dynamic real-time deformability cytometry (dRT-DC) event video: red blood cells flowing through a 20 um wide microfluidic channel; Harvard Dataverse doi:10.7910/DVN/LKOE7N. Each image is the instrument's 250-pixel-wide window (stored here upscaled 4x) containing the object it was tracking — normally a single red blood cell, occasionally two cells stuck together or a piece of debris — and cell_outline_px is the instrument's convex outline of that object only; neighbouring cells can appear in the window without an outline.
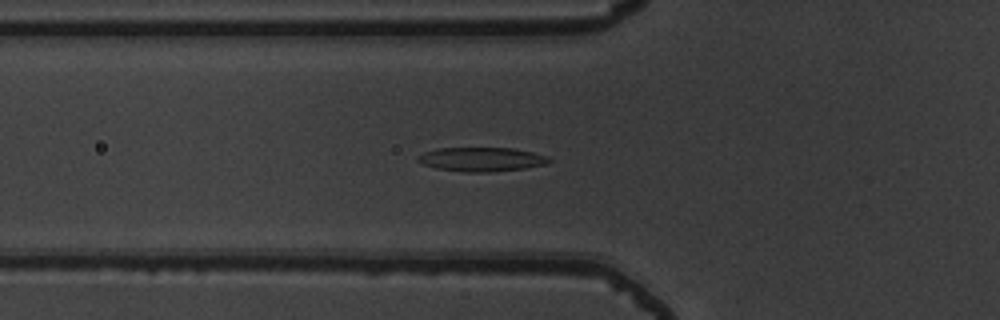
{"species": "common noctule bat (a hibernating species)", "species_latin": "Nyctalus noctula", "temperature_condition": "warm", "stored_images_in_passage": 46, "camera_frame_rate_fps": 3000, "um_per_image_px": 0.085, "animal": {"sex": "male", "body_mass_g": 19.5, "forearm_length_mm": 54.6}, "frame": {"image": 1, "passage_image": 12, "time_ms": 3.667, "image_size_px": [1000, 320], "cell_outline_px": [[552, 160], [548, 164], [524, 168], [492, 172], [464, 172], [436, 168], [424, 164], [416, 160], [416, 156], [424, 152], [436, 148], [516, 148], [532, 152], [544, 156]], "centroid_in_image_um": [40.91, 13.54], "position_along_channel_um": 84.9, "area_um2": 18.44}}
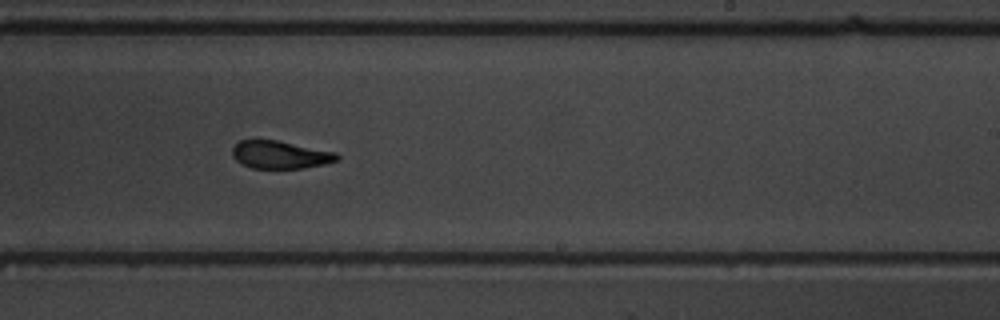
{"frame": {"image": 2, "passage_image": 26, "time_ms": 8.333, "image_size_px": [1000, 320], "cell_outline_px": [[340, 160], [324, 164], [304, 168], [252, 168], [236, 160], [232, 156], [232, 148], [240, 140], [276, 140], [336, 152], [340, 156]], "centroid_in_image_um": [23.84, 13.15], "position_along_channel_um": 265.2, "area_um2": 16.88}}
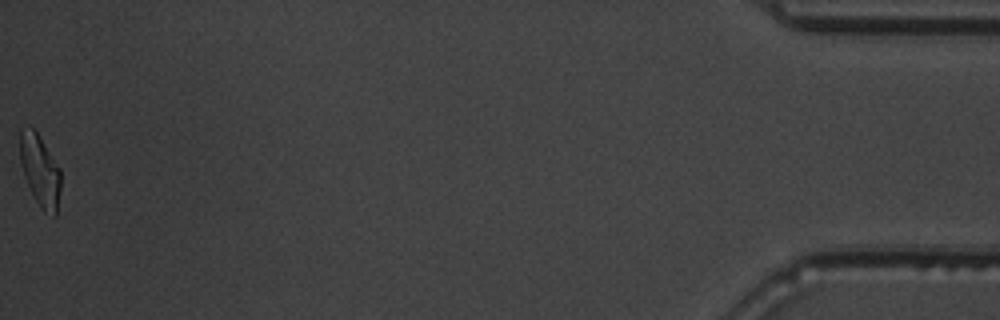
{"frame": {"image": 3, "passage_image": 46, "time_ms": 15.0, "image_size_px": [1000, 320], "cell_outline_px": [[60, 188], [56, 216], [52, 216], [44, 212], [40, 208], [24, 176], [20, 160], [20, 128], [32, 128], [40, 136], [60, 168]], "centroid_in_image_um": [3.41, 14.5], "position_along_channel_um": 431.8, "area_um2": 16.88}, "authors_computed_cell_mechanics": {"area_um2": 18.0914, "velocity_mm_per_s": 3.8698, "shape_relaxation_time_tau1_ms": 3.342, "shape_relaxation_time_tau2_ms": 1.8596, "deformation_change_tau1": 0.1503, "deformation_change_tau2": 0.0806}}